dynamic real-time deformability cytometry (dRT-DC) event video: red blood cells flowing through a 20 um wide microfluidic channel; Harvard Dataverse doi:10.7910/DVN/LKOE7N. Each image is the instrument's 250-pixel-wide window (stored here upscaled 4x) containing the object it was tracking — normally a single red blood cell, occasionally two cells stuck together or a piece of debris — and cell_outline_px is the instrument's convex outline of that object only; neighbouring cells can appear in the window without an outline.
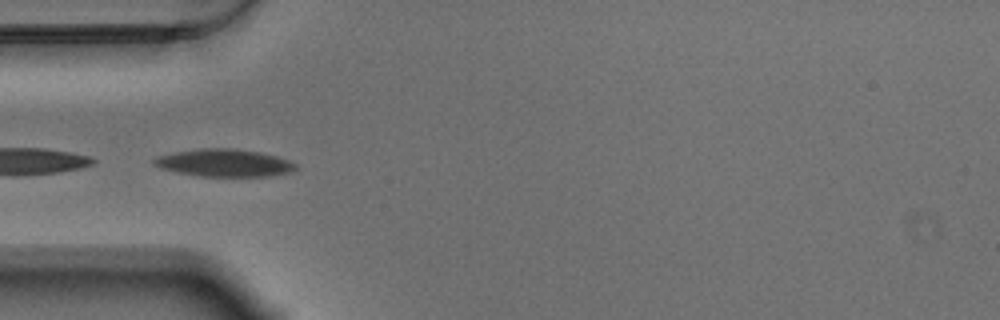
{"species": "Egyptian fruit bat (a non-hibernating species)", "species_latin": "Rousettus aegyptiacus", "temperature_condition": "warm", "stored_images_in_passage": 12, "camera_frame_rate_fps": 3000, "um_per_image_px": 0.085, "animal": {"sex": "male"}, "frame": {"image": 1, "passage_image": 4, "time_ms": 1.0, "image_size_px": [1000, 320], "cell_outline_px": [[296, 168], [288, 172], [268, 176], [200, 176], [176, 172], [160, 168], [152, 164], [152, 160], [156, 156], [176, 152], [200, 148], [236, 148], [260, 152], [276, 156], [288, 160], [296, 164]], "centroid_in_image_um": [19.01, 13.83], "position_along_channel_um": 66.0, "area_um2": 22.66}}